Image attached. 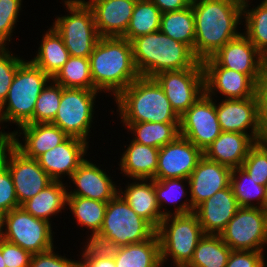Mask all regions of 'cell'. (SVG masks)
Wrapping results in <instances>:
<instances>
[{
  "label": "cell",
  "instance_id": "1",
  "mask_svg": "<svg viewBox=\"0 0 267 267\" xmlns=\"http://www.w3.org/2000/svg\"><path fill=\"white\" fill-rule=\"evenodd\" d=\"M192 10L194 56L201 62L242 33L239 25L243 23V3L238 0L201 1L193 4Z\"/></svg>",
  "mask_w": 267,
  "mask_h": 267
},
{
  "label": "cell",
  "instance_id": "2",
  "mask_svg": "<svg viewBox=\"0 0 267 267\" xmlns=\"http://www.w3.org/2000/svg\"><path fill=\"white\" fill-rule=\"evenodd\" d=\"M89 61L95 89L110 94L113 99L140 77L132 44L122 37H100Z\"/></svg>",
  "mask_w": 267,
  "mask_h": 267
},
{
  "label": "cell",
  "instance_id": "3",
  "mask_svg": "<svg viewBox=\"0 0 267 267\" xmlns=\"http://www.w3.org/2000/svg\"><path fill=\"white\" fill-rule=\"evenodd\" d=\"M120 123H179L162 87L154 78L140 76L115 99Z\"/></svg>",
  "mask_w": 267,
  "mask_h": 267
},
{
  "label": "cell",
  "instance_id": "4",
  "mask_svg": "<svg viewBox=\"0 0 267 267\" xmlns=\"http://www.w3.org/2000/svg\"><path fill=\"white\" fill-rule=\"evenodd\" d=\"M133 59L140 76L153 78L158 73L192 68L199 60L185 44L160 30L131 41Z\"/></svg>",
  "mask_w": 267,
  "mask_h": 267
},
{
  "label": "cell",
  "instance_id": "5",
  "mask_svg": "<svg viewBox=\"0 0 267 267\" xmlns=\"http://www.w3.org/2000/svg\"><path fill=\"white\" fill-rule=\"evenodd\" d=\"M51 79L30 60H25L17 68L7 98L0 105V139L9 137V131L4 130L7 128L4 126L6 123L12 122L17 128L33 124L37 98Z\"/></svg>",
  "mask_w": 267,
  "mask_h": 267
},
{
  "label": "cell",
  "instance_id": "6",
  "mask_svg": "<svg viewBox=\"0 0 267 267\" xmlns=\"http://www.w3.org/2000/svg\"><path fill=\"white\" fill-rule=\"evenodd\" d=\"M156 231L117 193L108 201L101 229L90 243L104 249H114L146 241L152 238Z\"/></svg>",
  "mask_w": 267,
  "mask_h": 267
},
{
  "label": "cell",
  "instance_id": "7",
  "mask_svg": "<svg viewBox=\"0 0 267 267\" xmlns=\"http://www.w3.org/2000/svg\"><path fill=\"white\" fill-rule=\"evenodd\" d=\"M156 233L163 267L169 258L173 267H186L193 258L198 242L205 235L194 213L164 217Z\"/></svg>",
  "mask_w": 267,
  "mask_h": 267
},
{
  "label": "cell",
  "instance_id": "8",
  "mask_svg": "<svg viewBox=\"0 0 267 267\" xmlns=\"http://www.w3.org/2000/svg\"><path fill=\"white\" fill-rule=\"evenodd\" d=\"M67 15H57L52 27L62 37L70 56L89 58L100 36L94 14L85 0H62Z\"/></svg>",
  "mask_w": 267,
  "mask_h": 267
},
{
  "label": "cell",
  "instance_id": "9",
  "mask_svg": "<svg viewBox=\"0 0 267 267\" xmlns=\"http://www.w3.org/2000/svg\"><path fill=\"white\" fill-rule=\"evenodd\" d=\"M2 238L20 246L31 255L54 247L52 224L34 217L21 206L1 216Z\"/></svg>",
  "mask_w": 267,
  "mask_h": 267
},
{
  "label": "cell",
  "instance_id": "10",
  "mask_svg": "<svg viewBox=\"0 0 267 267\" xmlns=\"http://www.w3.org/2000/svg\"><path fill=\"white\" fill-rule=\"evenodd\" d=\"M98 94L101 92L97 90L62 87L59 108L51 123L61 128L69 137L89 143Z\"/></svg>",
  "mask_w": 267,
  "mask_h": 267
},
{
  "label": "cell",
  "instance_id": "11",
  "mask_svg": "<svg viewBox=\"0 0 267 267\" xmlns=\"http://www.w3.org/2000/svg\"><path fill=\"white\" fill-rule=\"evenodd\" d=\"M0 161L11 173L20 206L54 181L37 159L26 157L8 138L0 139Z\"/></svg>",
  "mask_w": 267,
  "mask_h": 267
},
{
  "label": "cell",
  "instance_id": "12",
  "mask_svg": "<svg viewBox=\"0 0 267 267\" xmlns=\"http://www.w3.org/2000/svg\"><path fill=\"white\" fill-rule=\"evenodd\" d=\"M220 236L231 250L264 251L267 246V209L239 207Z\"/></svg>",
  "mask_w": 267,
  "mask_h": 267
},
{
  "label": "cell",
  "instance_id": "13",
  "mask_svg": "<svg viewBox=\"0 0 267 267\" xmlns=\"http://www.w3.org/2000/svg\"><path fill=\"white\" fill-rule=\"evenodd\" d=\"M153 78L162 87L172 108L179 116L205 93V78L201 61L190 69L164 71Z\"/></svg>",
  "mask_w": 267,
  "mask_h": 267
},
{
  "label": "cell",
  "instance_id": "14",
  "mask_svg": "<svg viewBox=\"0 0 267 267\" xmlns=\"http://www.w3.org/2000/svg\"><path fill=\"white\" fill-rule=\"evenodd\" d=\"M179 133L204 152L222 133L216 113V99L204 93L180 116Z\"/></svg>",
  "mask_w": 267,
  "mask_h": 267
},
{
  "label": "cell",
  "instance_id": "15",
  "mask_svg": "<svg viewBox=\"0 0 267 267\" xmlns=\"http://www.w3.org/2000/svg\"><path fill=\"white\" fill-rule=\"evenodd\" d=\"M205 93L219 99H245L257 95V83L249 76L219 66L211 57L202 61Z\"/></svg>",
  "mask_w": 267,
  "mask_h": 267
},
{
  "label": "cell",
  "instance_id": "16",
  "mask_svg": "<svg viewBox=\"0 0 267 267\" xmlns=\"http://www.w3.org/2000/svg\"><path fill=\"white\" fill-rule=\"evenodd\" d=\"M216 113L222 131L247 134L256 142L262 140L257 95L245 99H216Z\"/></svg>",
  "mask_w": 267,
  "mask_h": 267
},
{
  "label": "cell",
  "instance_id": "17",
  "mask_svg": "<svg viewBox=\"0 0 267 267\" xmlns=\"http://www.w3.org/2000/svg\"><path fill=\"white\" fill-rule=\"evenodd\" d=\"M211 58L221 67L249 75L257 84L266 70L265 57L243 33L226 43Z\"/></svg>",
  "mask_w": 267,
  "mask_h": 267
},
{
  "label": "cell",
  "instance_id": "18",
  "mask_svg": "<svg viewBox=\"0 0 267 267\" xmlns=\"http://www.w3.org/2000/svg\"><path fill=\"white\" fill-rule=\"evenodd\" d=\"M203 156L201 149L179 135L173 142L159 149L154 179H188Z\"/></svg>",
  "mask_w": 267,
  "mask_h": 267
},
{
  "label": "cell",
  "instance_id": "19",
  "mask_svg": "<svg viewBox=\"0 0 267 267\" xmlns=\"http://www.w3.org/2000/svg\"><path fill=\"white\" fill-rule=\"evenodd\" d=\"M89 160L86 158L69 178L71 180L69 184H74V190H69L70 186H67V196L108 202L118 193L117 181H113V177L107 174L106 169Z\"/></svg>",
  "mask_w": 267,
  "mask_h": 267
},
{
  "label": "cell",
  "instance_id": "20",
  "mask_svg": "<svg viewBox=\"0 0 267 267\" xmlns=\"http://www.w3.org/2000/svg\"><path fill=\"white\" fill-rule=\"evenodd\" d=\"M68 137L61 128L52 123H33L24 124L9 132L8 140L26 157L37 159Z\"/></svg>",
  "mask_w": 267,
  "mask_h": 267
},
{
  "label": "cell",
  "instance_id": "21",
  "mask_svg": "<svg viewBox=\"0 0 267 267\" xmlns=\"http://www.w3.org/2000/svg\"><path fill=\"white\" fill-rule=\"evenodd\" d=\"M89 143L68 137L60 145L41 154L37 160L43 170L54 180L70 178L79 165L86 159Z\"/></svg>",
  "mask_w": 267,
  "mask_h": 267
},
{
  "label": "cell",
  "instance_id": "22",
  "mask_svg": "<svg viewBox=\"0 0 267 267\" xmlns=\"http://www.w3.org/2000/svg\"><path fill=\"white\" fill-rule=\"evenodd\" d=\"M231 171V168L203 156L188 177V196L193 209L217 191L227 188L230 185Z\"/></svg>",
  "mask_w": 267,
  "mask_h": 267
},
{
  "label": "cell",
  "instance_id": "23",
  "mask_svg": "<svg viewBox=\"0 0 267 267\" xmlns=\"http://www.w3.org/2000/svg\"><path fill=\"white\" fill-rule=\"evenodd\" d=\"M100 37H122L129 26L137 0H89Z\"/></svg>",
  "mask_w": 267,
  "mask_h": 267
},
{
  "label": "cell",
  "instance_id": "24",
  "mask_svg": "<svg viewBox=\"0 0 267 267\" xmlns=\"http://www.w3.org/2000/svg\"><path fill=\"white\" fill-rule=\"evenodd\" d=\"M238 208L239 205L229 185L198 205L193 213L197 216L204 234L220 235Z\"/></svg>",
  "mask_w": 267,
  "mask_h": 267
},
{
  "label": "cell",
  "instance_id": "25",
  "mask_svg": "<svg viewBox=\"0 0 267 267\" xmlns=\"http://www.w3.org/2000/svg\"><path fill=\"white\" fill-rule=\"evenodd\" d=\"M118 193L138 216L158 229L164 216L157 203L154 179H132V183L125 185V190L118 185Z\"/></svg>",
  "mask_w": 267,
  "mask_h": 267
},
{
  "label": "cell",
  "instance_id": "26",
  "mask_svg": "<svg viewBox=\"0 0 267 267\" xmlns=\"http://www.w3.org/2000/svg\"><path fill=\"white\" fill-rule=\"evenodd\" d=\"M256 141L247 134L222 131L205 149L204 156L231 169L241 167Z\"/></svg>",
  "mask_w": 267,
  "mask_h": 267
},
{
  "label": "cell",
  "instance_id": "27",
  "mask_svg": "<svg viewBox=\"0 0 267 267\" xmlns=\"http://www.w3.org/2000/svg\"><path fill=\"white\" fill-rule=\"evenodd\" d=\"M129 140L130 144L124 145L123 153L120 154L118 162L120 174L123 173V176L129 179H154L159 148Z\"/></svg>",
  "mask_w": 267,
  "mask_h": 267
},
{
  "label": "cell",
  "instance_id": "28",
  "mask_svg": "<svg viewBox=\"0 0 267 267\" xmlns=\"http://www.w3.org/2000/svg\"><path fill=\"white\" fill-rule=\"evenodd\" d=\"M108 250L116 267H163L157 233L146 241Z\"/></svg>",
  "mask_w": 267,
  "mask_h": 267
},
{
  "label": "cell",
  "instance_id": "29",
  "mask_svg": "<svg viewBox=\"0 0 267 267\" xmlns=\"http://www.w3.org/2000/svg\"><path fill=\"white\" fill-rule=\"evenodd\" d=\"M53 181L37 195L24 202L21 207L36 218L52 223L67 208V183ZM63 210V211H62ZM51 220V221H50Z\"/></svg>",
  "mask_w": 267,
  "mask_h": 267
},
{
  "label": "cell",
  "instance_id": "30",
  "mask_svg": "<svg viewBox=\"0 0 267 267\" xmlns=\"http://www.w3.org/2000/svg\"><path fill=\"white\" fill-rule=\"evenodd\" d=\"M187 186H189V180L184 178H172L164 180L154 179V189L156 192L157 203L164 217L170 215H184L194 212L191 200L188 198L189 196L184 198L189 194V187ZM182 199L185 200L183 201ZM166 204L168 206L170 204V206H175V210H168L166 208Z\"/></svg>",
  "mask_w": 267,
  "mask_h": 267
},
{
  "label": "cell",
  "instance_id": "31",
  "mask_svg": "<svg viewBox=\"0 0 267 267\" xmlns=\"http://www.w3.org/2000/svg\"><path fill=\"white\" fill-rule=\"evenodd\" d=\"M41 36L38 51L30 61L52 78L68 61L70 55L62 37L52 26Z\"/></svg>",
  "mask_w": 267,
  "mask_h": 267
},
{
  "label": "cell",
  "instance_id": "32",
  "mask_svg": "<svg viewBox=\"0 0 267 267\" xmlns=\"http://www.w3.org/2000/svg\"><path fill=\"white\" fill-rule=\"evenodd\" d=\"M108 202H101L80 196H67V209L74 216L76 225L85 227L90 231V235L86 237L90 242L100 231L105 216Z\"/></svg>",
  "mask_w": 267,
  "mask_h": 267
},
{
  "label": "cell",
  "instance_id": "33",
  "mask_svg": "<svg viewBox=\"0 0 267 267\" xmlns=\"http://www.w3.org/2000/svg\"><path fill=\"white\" fill-rule=\"evenodd\" d=\"M122 126L133 135V141L159 149L180 135L179 123L139 122L122 123Z\"/></svg>",
  "mask_w": 267,
  "mask_h": 267
},
{
  "label": "cell",
  "instance_id": "34",
  "mask_svg": "<svg viewBox=\"0 0 267 267\" xmlns=\"http://www.w3.org/2000/svg\"><path fill=\"white\" fill-rule=\"evenodd\" d=\"M230 186L239 207L267 209V186L257 184L242 167L232 169Z\"/></svg>",
  "mask_w": 267,
  "mask_h": 267
},
{
  "label": "cell",
  "instance_id": "35",
  "mask_svg": "<svg viewBox=\"0 0 267 267\" xmlns=\"http://www.w3.org/2000/svg\"><path fill=\"white\" fill-rule=\"evenodd\" d=\"M160 31L170 38L187 45L194 54L195 26L192 5L161 15Z\"/></svg>",
  "mask_w": 267,
  "mask_h": 267
},
{
  "label": "cell",
  "instance_id": "36",
  "mask_svg": "<svg viewBox=\"0 0 267 267\" xmlns=\"http://www.w3.org/2000/svg\"><path fill=\"white\" fill-rule=\"evenodd\" d=\"M246 1L243 3L242 33L263 54L267 55V0H262L257 6ZM254 6L253 8L250 6ZM250 7V8H249Z\"/></svg>",
  "mask_w": 267,
  "mask_h": 267
},
{
  "label": "cell",
  "instance_id": "37",
  "mask_svg": "<svg viewBox=\"0 0 267 267\" xmlns=\"http://www.w3.org/2000/svg\"><path fill=\"white\" fill-rule=\"evenodd\" d=\"M231 251L220 235L205 234L186 267H226Z\"/></svg>",
  "mask_w": 267,
  "mask_h": 267
},
{
  "label": "cell",
  "instance_id": "38",
  "mask_svg": "<svg viewBox=\"0 0 267 267\" xmlns=\"http://www.w3.org/2000/svg\"><path fill=\"white\" fill-rule=\"evenodd\" d=\"M161 15V11L150 0H137L129 26L122 38L131 42L138 36L159 31Z\"/></svg>",
  "mask_w": 267,
  "mask_h": 267
},
{
  "label": "cell",
  "instance_id": "39",
  "mask_svg": "<svg viewBox=\"0 0 267 267\" xmlns=\"http://www.w3.org/2000/svg\"><path fill=\"white\" fill-rule=\"evenodd\" d=\"M52 80L64 88L96 90L91 77L89 58L70 56Z\"/></svg>",
  "mask_w": 267,
  "mask_h": 267
},
{
  "label": "cell",
  "instance_id": "40",
  "mask_svg": "<svg viewBox=\"0 0 267 267\" xmlns=\"http://www.w3.org/2000/svg\"><path fill=\"white\" fill-rule=\"evenodd\" d=\"M61 97L62 86L51 79L37 98L33 123H51L57 114Z\"/></svg>",
  "mask_w": 267,
  "mask_h": 267
},
{
  "label": "cell",
  "instance_id": "41",
  "mask_svg": "<svg viewBox=\"0 0 267 267\" xmlns=\"http://www.w3.org/2000/svg\"><path fill=\"white\" fill-rule=\"evenodd\" d=\"M241 167L257 184L267 186V141L256 142Z\"/></svg>",
  "mask_w": 267,
  "mask_h": 267
},
{
  "label": "cell",
  "instance_id": "42",
  "mask_svg": "<svg viewBox=\"0 0 267 267\" xmlns=\"http://www.w3.org/2000/svg\"><path fill=\"white\" fill-rule=\"evenodd\" d=\"M23 0H0V47H9L22 12Z\"/></svg>",
  "mask_w": 267,
  "mask_h": 267
},
{
  "label": "cell",
  "instance_id": "43",
  "mask_svg": "<svg viewBox=\"0 0 267 267\" xmlns=\"http://www.w3.org/2000/svg\"><path fill=\"white\" fill-rule=\"evenodd\" d=\"M9 47H0V105L7 98L17 68L25 61Z\"/></svg>",
  "mask_w": 267,
  "mask_h": 267
},
{
  "label": "cell",
  "instance_id": "44",
  "mask_svg": "<svg viewBox=\"0 0 267 267\" xmlns=\"http://www.w3.org/2000/svg\"><path fill=\"white\" fill-rule=\"evenodd\" d=\"M81 248L79 267H116L113 255L108 249L98 247L90 242H84Z\"/></svg>",
  "mask_w": 267,
  "mask_h": 267
},
{
  "label": "cell",
  "instance_id": "45",
  "mask_svg": "<svg viewBox=\"0 0 267 267\" xmlns=\"http://www.w3.org/2000/svg\"><path fill=\"white\" fill-rule=\"evenodd\" d=\"M20 207L11 173L0 161V216Z\"/></svg>",
  "mask_w": 267,
  "mask_h": 267
},
{
  "label": "cell",
  "instance_id": "46",
  "mask_svg": "<svg viewBox=\"0 0 267 267\" xmlns=\"http://www.w3.org/2000/svg\"><path fill=\"white\" fill-rule=\"evenodd\" d=\"M55 249V250H54ZM56 247L31 256L29 267H79V260L59 255Z\"/></svg>",
  "mask_w": 267,
  "mask_h": 267
},
{
  "label": "cell",
  "instance_id": "47",
  "mask_svg": "<svg viewBox=\"0 0 267 267\" xmlns=\"http://www.w3.org/2000/svg\"><path fill=\"white\" fill-rule=\"evenodd\" d=\"M0 250L6 267H29L31 254L20 246L4 240H0Z\"/></svg>",
  "mask_w": 267,
  "mask_h": 267
},
{
  "label": "cell",
  "instance_id": "48",
  "mask_svg": "<svg viewBox=\"0 0 267 267\" xmlns=\"http://www.w3.org/2000/svg\"><path fill=\"white\" fill-rule=\"evenodd\" d=\"M264 251L232 250L226 267H267Z\"/></svg>",
  "mask_w": 267,
  "mask_h": 267
},
{
  "label": "cell",
  "instance_id": "49",
  "mask_svg": "<svg viewBox=\"0 0 267 267\" xmlns=\"http://www.w3.org/2000/svg\"><path fill=\"white\" fill-rule=\"evenodd\" d=\"M259 102V122L262 140L267 141V69L257 85Z\"/></svg>",
  "mask_w": 267,
  "mask_h": 267
},
{
  "label": "cell",
  "instance_id": "50",
  "mask_svg": "<svg viewBox=\"0 0 267 267\" xmlns=\"http://www.w3.org/2000/svg\"><path fill=\"white\" fill-rule=\"evenodd\" d=\"M161 13L183 10L190 6L187 0H150Z\"/></svg>",
  "mask_w": 267,
  "mask_h": 267
},
{
  "label": "cell",
  "instance_id": "51",
  "mask_svg": "<svg viewBox=\"0 0 267 267\" xmlns=\"http://www.w3.org/2000/svg\"><path fill=\"white\" fill-rule=\"evenodd\" d=\"M0 267H6L1 250H0Z\"/></svg>",
  "mask_w": 267,
  "mask_h": 267
},
{
  "label": "cell",
  "instance_id": "52",
  "mask_svg": "<svg viewBox=\"0 0 267 267\" xmlns=\"http://www.w3.org/2000/svg\"><path fill=\"white\" fill-rule=\"evenodd\" d=\"M190 5H193L195 3L201 2V1H207V0H187Z\"/></svg>",
  "mask_w": 267,
  "mask_h": 267
},
{
  "label": "cell",
  "instance_id": "53",
  "mask_svg": "<svg viewBox=\"0 0 267 267\" xmlns=\"http://www.w3.org/2000/svg\"><path fill=\"white\" fill-rule=\"evenodd\" d=\"M2 239L1 216H0V240Z\"/></svg>",
  "mask_w": 267,
  "mask_h": 267
},
{
  "label": "cell",
  "instance_id": "54",
  "mask_svg": "<svg viewBox=\"0 0 267 267\" xmlns=\"http://www.w3.org/2000/svg\"><path fill=\"white\" fill-rule=\"evenodd\" d=\"M265 68L267 69V55L265 56Z\"/></svg>",
  "mask_w": 267,
  "mask_h": 267
},
{
  "label": "cell",
  "instance_id": "55",
  "mask_svg": "<svg viewBox=\"0 0 267 267\" xmlns=\"http://www.w3.org/2000/svg\"><path fill=\"white\" fill-rule=\"evenodd\" d=\"M238 1L244 3V2L249 1V0H238ZM250 1H251V0H250Z\"/></svg>",
  "mask_w": 267,
  "mask_h": 267
}]
</instances>
